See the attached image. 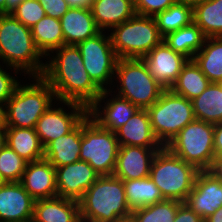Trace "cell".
I'll return each instance as SVG.
<instances>
[{
	"mask_svg": "<svg viewBox=\"0 0 222 222\" xmlns=\"http://www.w3.org/2000/svg\"><path fill=\"white\" fill-rule=\"evenodd\" d=\"M46 60L42 78L51 86L57 100L77 102L89 108L99 98L102 90L88 75L77 46L54 49Z\"/></svg>",
	"mask_w": 222,
	"mask_h": 222,
	"instance_id": "6da1fadb",
	"label": "cell"
},
{
	"mask_svg": "<svg viewBox=\"0 0 222 222\" xmlns=\"http://www.w3.org/2000/svg\"><path fill=\"white\" fill-rule=\"evenodd\" d=\"M45 59L36 47L31 28L11 13L0 14V64L19 70L25 78L42 77Z\"/></svg>",
	"mask_w": 222,
	"mask_h": 222,
	"instance_id": "7a4b0ae2",
	"label": "cell"
},
{
	"mask_svg": "<svg viewBox=\"0 0 222 222\" xmlns=\"http://www.w3.org/2000/svg\"><path fill=\"white\" fill-rule=\"evenodd\" d=\"M81 222H121L131 219L123 180L99 176L79 200Z\"/></svg>",
	"mask_w": 222,
	"mask_h": 222,
	"instance_id": "3957f363",
	"label": "cell"
},
{
	"mask_svg": "<svg viewBox=\"0 0 222 222\" xmlns=\"http://www.w3.org/2000/svg\"><path fill=\"white\" fill-rule=\"evenodd\" d=\"M22 79L3 109L6 127L35 128L37 121L56 101L51 86L42 77ZM24 82V83H23Z\"/></svg>",
	"mask_w": 222,
	"mask_h": 222,
	"instance_id": "277c9868",
	"label": "cell"
},
{
	"mask_svg": "<svg viewBox=\"0 0 222 222\" xmlns=\"http://www.w3.org/2000/svg\"><path fill=\"white\" fill-rule=\"evenodd\" d=\"M164 90L149 73L142 59H118L110 88L115 95L129 100L138 109H148Z\"/></svg>",
	"mask_w": 222,
	"mask_h": 222,
	"instance_id": "5b68a950",
	"label": "cell"
},
{
	"mask_svg": "<svg viewBox=\"0 0 222 222\" xmlns=\"http://www.w3.org/2000/svg\"><path fill=\"white\" fill-rule=\"evenodd\" d=\"M198 170L163 146L154 156L149 177L164 199L185 202Z\"/></svg>",
	"mask_w": 222,
	"mask_h": 222,
	"instance_id": "8992f818",
	"label": "cell"
},
{
	"mask_svg": "<svg viewBox=\"0 0 222 222\" xmlns=\"http://www.w3.org/2000/svg\"><path fill=\"white\" fill-rule=\"evenodd\" d=\"M109 35L119 59H141L163 41L155 18L139 14L113 27Z\"/></svg>",
	"mask_w": 222,
	"mask_h": 222,
	"instance_id": "52a82bcc",
	"label": "cell"
},
{
	"mask_svg": "<svg viewBox=\"0 0 222 222\" xmlns=\"http://www.w3.org/2000/svg\"><path fill=\"white\" fill-rule=\"evenodd\" d=\"M147 111L153 134L162 146H167L181 129L195 120L192 101L170 89L164 90Z\"/></svg>",
	"mask_w": 222,
	"mask_h": 222,
	"instance_id": "ba28073f",
	"label": "cell"
},
{
	"mask_svg": "<svg viewBox=\"0 0 222 222\" xmlns=\"http://www.w3.org/2000/svg\"><path fill=\"white\" fill-rule=\"evenodd\" d=\"M166 147L198 171L209 170L215 158L214 124L195 119L181 129Z\"/></svg>",
	"mask_w": 222,
	"mask_h": 222,
	"instance_id": "9c48e42d",
	"label": "cell"
},
{
	"mask_svg": "<svg viewBox=\"0 0 222 222\" xmlns=\"http://www.w3.org/2000/svg\"><path fill=\"white\" fill-rule=\"evenodd\" d=\"M119 150L115 132L100 127L89 115L82 120L80 160L100 175H113Z\"/></svg>",
	"mask_w": 222,
	"mask_h": 222,
	"instance_id": "30bf717a",
	"label": "cell"
},
{
	"mask_svg": "<svg viewBox=\"0 0 222 222\" xmlns=\"http://www.w3.org/2000/svg\"><path fill=\"white\" fill-rule=\"evenodd\" d=\"M76 46L81 53L83 65L92 81L102 91L110 90L119 58L112 47L109 32L101 31L96 36L86 39Z\"/></svg>",
	"mask_w": 222,
	"mask_h": 222,
	"instance_id": "8fae6325",
	"label": "cell"
},
{
	"mask_svg": "<svg viewBox=\"0 0 222 222\" xmlns=\"http://www.w3.org/2000/svg\"><path fill=\"white\" fill-rule=\"evenodd\" d=\"M87 115L88 108L83 104L56 99L35 126L43 147L71 132Z\"/></svg>",
	"mask_w": 222,
	"mask_h": 222,
	"instance_id": "7c38bea8",
	"label": "cell"
},
{
	"mask_svg": "<svg viewBox=\"0 0 222 222\" xmlns=\"http://www.w3.org/2000/svg\"><path fill=\"white\" fill-rule=\"evenodd\" d=\"M111 96V97H110ZM138 108L129 100L103 90L99 98L88 108V115L100 127L115 132L126 124Z\"/></svg>",
	"mask_w": 222,
	"mask_h": 222,
	"instance_id": "4fadbf2b",
	"label": "cell"
},
{
	"mask_svg": "<svg viewBox=\"0 0 222 222\" xmlns=\"http://www.w3.org/2000/svg\"><path fill=\"white\" fill-rule=\"evenodd\" d=\"M149 73L166 90L176 82L182 67L188 62L183 54L175 52L164 41L141 58Z\"/></svg>",
	"mask_w": 222,
	"mask_h": 222,
	"instance_id": "5bb4252c",
	"label": "cell"
},
{
	"mask_svg": "<svg viewBox=\"0 0 222 222\" xmlns=\"http://www.w3.org/2000/svg\"><path fill=\"white\" fill-rule=\"evenodd\" d=\"M55 170L58 196L76 201L100 176L89 163L81 160Z\"/></svg>",
	"mask_w": 222,
	"mask_h": 222,
	"instance_id": "9a60e30c",
	"label": "cell"
},
{
	"mask_svg": "<svg viewBox=\"0 0 222 222\" xmlns=\"http://www.w3.org/2000/svg\"><path fill=\"white\" fill-rule=\"evenodd\" d=\"M184 203L206 219L222 206V184L208 170L198 171L193 189Z\"/></svg>",
	"mask_w": 222,
	"mask_h": 222,
	"instance_id": "2e32d148",
	"label": "cell"
},
{
	"mask_svg": "<svg viewBox=\"0 0 222 222\" xmlns=\"http://www.w3.org/2000/svg\"><path fill=\"white\" fill-rule=\"evenodd\" d=\"M34 202L20 182H6L0 187V222L32 221Z\"/></svg>",
	"mask_w": 222,
	"mask_h": 222,
	"instance_id": "e0dca14e",
	"label": "cell"
},
{
	"mask_svg": "<svg viewBox=\"0 0 222 222\" xmlns=\"http://www.w3.org/2000/svg\"><path fill=\"white\" fill-rule=\"evenodd\" d=\"M159 150L142 146H119L113 175L122 180L149 177L152 160Z\"/></svg>",
	"mask_w": 222,
	"mask_h": 222,
	"instance_id": "ac0fdd59",
	"label": "cell"
},
{
	"mask_svg": "<svg viewBox=\"0 0 222 222\" xmlns=\"http://www.w3.org/2000/svg\"><path fill=\"white\" fill-rule=\"evenodd\" d=\"M20 183L35 200L58 196L56 170L46 159L28 162Z\"/></svg>",
	"mask_w": 222,
	"mask_h": 222,
	"instance_id": "d6986e66",
	"label": "cell"
},
{
	"mask_svg": "<svg viewBox=\"0 0 222 222\" xmlns=\"http://www.w3.org/2000/svg\"><path fill=\"white\" fill-rule=\"evenodd\" d=\"M119 146H142L161 149L153 134L147 109H138L125 125L115 131Z\"/></svg>",
	"mask_w": 222,
	"mask_h": 222,
	"instance_id": "ffe728a7",
	"label": "cell"
},
{
	"mask_svg": "<svg viewBox=\"0 0 222 222\" xmlns=\"http://www.w3.org/2000/svg\"><path fill=\"white\" fill-rule=\"evenodd\" d=\"M64 45H77L96 36L101 30L96 25L90 8L70 7L60 18Z\"/></svg>",
	"mask_w": 222,
	"mask_h": 222,
	"instance_id": "44dd1931",
	"label": "cell"
},
{
	"mask_svg": "<svg viewBox=\"0 0 222 222\" xmlns=\"http://www.w3.org/2000/svg\"><path fill=\"white\" fill-rule=\"evenodd\" d=\"M32 222H81L79 201L59 196L37 199Z\"/></svg>",
	"mask_w": 222,
	"mask_h": 222,
	"instance_id": "7402d4cb",
	"label": "cell"
},
{
	"mask_svg": "<svg viewBox=\"0 0 222 222\" xmlns=\"http://www.w3.org/2000/svg\"><path fill=\"white\" fill-rule=\"evenodd\" d=\"M90 10L98 28L107 32L136 14L133 0H93Z\"/></svg>",
	"mask_w": 222,
	"mask_h": 222,
	"instance_id": "603a6c76",
	"label": "cell"
},
{
	"mask_svg": "<svg viewBox=\"0 0 222 222\" xmlns=\"http://www.w3.org/2000/svg\"><path fill=\"white\" fill-rule=\"evenodd\" d=\"M82 121L68 134L51 141L44 148V159L54 167H62L80 160Z\"/></svg>",
	"mask_w": 222,
	"mask_h": 222,
	"instance_id": "cb8c5ba5",
	"label": "cell"
},
{
	"mask_svg": "<svg viewBox=\"0 0 222 222\" xmlns=\"http://www.w3.org/2000/svg\"><path fill=\"white\" fill-rule=\"evenodd\" d=\"M6 144L27 162L44 159V147L35 128L6 127Z\"/></svg>",
	"mask_w": 222,
	"mask_h": 222,
	"instance_id": "d4e9b609",
	"label": "cell"
},
{
	"mask_svg": "<svg viewBox=\"0 0 222 222\" xmlns=\"http://www.w3.org/2000/svg\"><path fill=\"white\" fill-rule=\"evenodd\" d=\"M211 83L222 82V37L206 38L192 59Z\"/></svg>",
	"mask_w": 222,
	"mask_h": 222,
	"instance_id": "484cf974",
	"label": "cell"
},
{
	"mask_svg": "<svg viewBox=\"0 0 222 222\" xmlns=\"http://www.w3.org/2000/svg\"><path fill=\"white\" fill-rule=\"evenodd\" d=\"M191 101L196 120L212 124L222 122L221 83H210L198 97Z\"/></svg>",
	"mask_w": 222,
	"mask_h": 222,
	"instance_id": "4316f807",
	"label": "cell"
},
{
	"mask_svg": "<svg viewBox=\"0 0 222 222\" xmlns=\"http://www.w3.org/2000/svg\"><path fill=\"white\" fill-rule=\"evenodd\" d=\"M211 82L200 70L193 60L182 67L176 82L170 90L179 96L185 97L188 100H193L198 97Z\"/></svg>",
	"mask_w": 222,
	"mask_h": 222,
	"instance_id": "83f0119b",
	"label": "cell"
},
{
	"mask_svg": "<svg viewBox=\"0 0 222 222\" xmlns=\"http://www.w3.org/2000/svg\"><path fill=\"white\" fill-rule=\"evenodd\" d=\"M205 39L206 36L194 22L163 37V41L171 49L183 54L189 60H192L194 55L202 48Z\"/></svg>",
	"mask_w": 222,
	"mask_h": 222,
	"instance_id": "f1b7e54d",
	"label": "cell"
},
{
	"mask_svg": "<svg viewBox=\"0 0 222 222\" xmlns=\"http://www.w3.org/2000/svg\"><path fill=\"white\" fill-rule=\"evenodd\" d=\"M124 192L131 211L165 200L150 177L123 180Z\"/></svg>",
	"mask_w": 222,
	"mask_h": 222,
	"instance_id": "f546056e",
	"label": "cell"
},
{
	"mask_svg": "<svg viewBox=\"0 0 222 222\" xmlns=\"http://www.w3.org/2000/svg\"><path fill=\"white\" fill-rule=\"evenodd\" d=\"M31 33L36 47L45 57L64 45L61 22L53 17L44 16L31 27Z\"/></svg>",
	"mask_w": 222,
	"mask_h": 222,
	"instance_id": "4dcf8cb0",
	"label": "cell"
},
{
	"mask_svg": "<svg viewBox=\"0 0 222 222\" xmlns=\"http://www.w3.org/2000/svg\"><path fill=\"white\" fill-rule=\"evenodd\" d=\"M193 22L206 38L222 37V0H207L195 5Z\"/></svg>",
	"mask_w": 222,
	"mask_h": 222,
	"instance_id": "1f68e13d",
	"label": "cell"
},
{
	"mask_svg": "<svg viewBox=\"0 0 222 222\" xmlns=\"http://www.w3.org/2000/svg\"><path fill=\"white\" fill-rule=\"evenodd\" d=\"M159 33L162 37L171 32L189 26L193 22V7L176 1L155 17Z\"/></svg>",
	"mask_w": 222,
	"mask_h": 222,
	"instance_id": "d6a6232c",
	"label": "cell"
},
{
	"mask_svg": "<svg viewBox=\"0 0 222 222\" xmlns=\"http://www.w3.org/2000/svg\"><path fill=\"white\" fill-rule=\"evenodd\" d=\"M182 202L163 200L132 211V222H174L178 207Z\"/></svg>",
	"mask_w": 222,
	"mask_h": 222,
	"instance_id": "836d02e7",
	"label": "cell"
},
{
	"mask_svg": "<svg viewBox=\"0 0 222 222\" xmlns=\"http://www.w3.org/2000/svg\"><path fill=\"white\" fill-rule=\"evenodd\" d=\"M27 163L6 145L0 153V174L5 182H20Z\"/></svg>",
	"mask_w": 222,
	"mask_h": 222,
	"instance_id": "e575fe53",
	"label": "cell"
},
{
	"mask_svg": "<svg viewBox=\"0 0 222 222\" xmlns=\"http://www.w3.org/2000/svg\"><path fill=\"white\" fill-rule=\"evenodd\" d=\"M11 14L29 28L46 16V12L38 0H23Z\"/></svg>",
	"mask_w": 222,
	"mask_h": 222,
	"instance_id": "d590c367",
	"label": "cell"
},
{
	"mask_svg": "<svg viewBox=\"0 0 222 222\" xmlns=\"http://www.w3.org/2000/svg\"><path fill=\"white\" fill-rule=\"evenodd\" d=\"M10 72H9V71ZM8 71V72H7ZM14 74V75H12ZM22 73L10 66L0 64V106L4 109L7 101L13 95L16 87L22 82L17 75ZM20 80V81H19Z\"/></svg>",
	"mask_w": 222,
	"mask_h": 222,
	"instance_id": "8d00e7d4",
	"label": "cell"
},
{
	"mask_svg": "<svg viewBox=\"0 0 222 222\" xmlns=\"http://www.w3.org/2000/svg\"><path fill=\"white\" fill-rule=\"evenodd\" d=\"M177 0H134L136 14L155 17Z\"/></svg>",
	"mask_w": 222,
	"mask_h": 222,
	"instance_id": "74e56055",
	"label": "cell"
},
{
	"mask_svg": "<svg viewBox=\"0 0 222 222\" xmlns=\"http://www.w3.org/2000/svg\"><path fill=\"white\" fill-rule=\"evenodd\" d=\"M46 12V16L60 20V18L70 9L66 0H38Z\"/></svg>",
	"mask_w": 222,
	"mask_h": 222,
	"instance_id": "f35d334b",
	"label": "cell"
},
{
	"mask_svg": "<svg viewBox=\"0 0 222 222\" xmlns=\"http://www.w3.org/2000/svg\"><path fill=\"white\" fill-rule=\"evenodd\" d=\"M174 222H204V219L182 202L178 207Z\"/></svg>",
	"mask_w": 222,
	"mask_h": 222,
	"instance_id": "ab89813d",
	"label": "cell"
},
{
	"mask_svg": "<svg viewBox=\"0 0 222 222\" xmlns=\"http://www.w3.org/2000/svg\"><path fill=\"white\" fill-rule=\"evenodd\" d=\"M214 152L216 156H222V122L214 124Z\"/></svg>",
	"mask_w": 222,
	"mask_h": 222,
	"instance_id": "60d3db41",
	"label": "cell"
},
{
	"mask_svg": "<svg viewBox=\"0 0 222 222\" xmlns=\"http://www.w3.org/2000/svg\"><path fill=\"white\" fill-rule=\"evenodd\" d=\"M212 173L222 184V156H216L208 170Z\"/></svg>",
	"mask_w": 222,
	"mask_h": 222,
	"instance_id": "b9f144b4",
	"label": "cell"
},
{
	"mask_svg": "<svg viewBox=\"0 0 222 222\" xmlns=\"http://www.w3.org/2000/svg\"><path fill=\"white\" fill-rule=\"evenodd\" d=\"M93 0H66L70 7L90 8Z\"/></svg>",
	"mask_w": 222,
	"mask_h": 222,
	"instance_id": "7bdbcfd3",
	"label": "cell"
},
{
	"mask_svg": "<svg viewBox=\"0 0 222 222\" xmlns=\"http://www.w3.org/2000/svg\"><path fill=\"white\" fill-rule=\"evenodd\" d=\"M204 222H222V206L213 214L204 219Z\"/></svg>",
	"mask_w": 222,
	"mask_h": 222,
	"instance_id": "ee69618b",
	"label": "cell"
},
{
	"mask_svg": "<svg viewBox=\"0 0 222 222\" xmlns=\"http://www.w3.org/2000/svg\"><path fill=\"white\" fill-rule=\"evenodd\" d=\"M23 0H6L5 14L11 13Z\"/></svg>",
	"mask_w": 222,
	"mask_h": 222,
	"instance_id": "f6af8a7d",
	"label": "cell"
},
{
	"mask_svg": "<svg viewBox=\"0 0 222 222\" xmlns=\"http://www.w3.org/2000/svg\"><path fill=\"white\" fill-rule=\"evenodd\" d=\"M6 145V126L0 123V153Z\"/></svg>",
	"mask_w": 222,
	"mask_h": 222,
	"instance_id": "bcb514c9",
	"label": "cell"
},
{
	"mask_svg": "<svg viewBox=\"0 0 222 222\" xmlns=\"http://www.w3.org/2000/svg\"><path fill=\"white\" fill-rule=\"evenodd\" d=\"M179 2H183L187 5H190L192 7H194L195 5L199 4V3H202V2H205L207 0H177Z\"/></svg>",
	"mask_w": 222,
	"mask_h": 222,
	"instance_id": "7dc6e473",
	"label": "cell"
},
{
	"mask_svg": "<svg viewBox=\"0 0 222 222\" xmlns=\"http://www.w3.org/2000/svg\"><path fill=\"white\" fill-rule=\"evenodd\" d=\"M6 0H0V14H5Z\"/></svg>",
	"mask_w": 222,
	"mask_h": 222,
	"instance_id": "c3c4849f",
	"label": "cell"
},
{
	"mask_svg": "<svg viewBox=\"0 0 222 222\" xmlns=\"http://www.w3.org/2000/svg\"><path fill=\"white\" fill-rule=\"evenodd\" d=\"M0 123H4L3 120V108L0 106Z\"/></svg>",
	"mask_w": 222,
	"mask_h": 222,
	"instance_id": "681fc988",
	"label": "cell"
},
{
	"mask_svg": "<svg viewBox=\"0 0 222 222\" xmlns=\"http://www.w3.org/2000/svg\"><path fill=\"white\" fill-rule=\"evenodd\" d=\"M5 180L3 179L2 175L0 174V187L5 184Z\"/></svg>",
	"mask_w": 222,
	"mask_h": 222,
	"instance_id": "f907efd6",
	"label": "cell"
},
{
	"mask_svg": "<svg viewBox=\"0 0 222 222\" xmlns=\"http://www.w3.org/2000/svg\"><path fill=\"white\" fill-rule=\"evenodd\" d=\"M121 222H132V220L130 219V220H126V221H121Z\"/></svg>",
	"mask_w": 222,
	"mask_h": 222,
	"instance_id": "816d5d0a",
	"label": "cell"
}]
</instances>
